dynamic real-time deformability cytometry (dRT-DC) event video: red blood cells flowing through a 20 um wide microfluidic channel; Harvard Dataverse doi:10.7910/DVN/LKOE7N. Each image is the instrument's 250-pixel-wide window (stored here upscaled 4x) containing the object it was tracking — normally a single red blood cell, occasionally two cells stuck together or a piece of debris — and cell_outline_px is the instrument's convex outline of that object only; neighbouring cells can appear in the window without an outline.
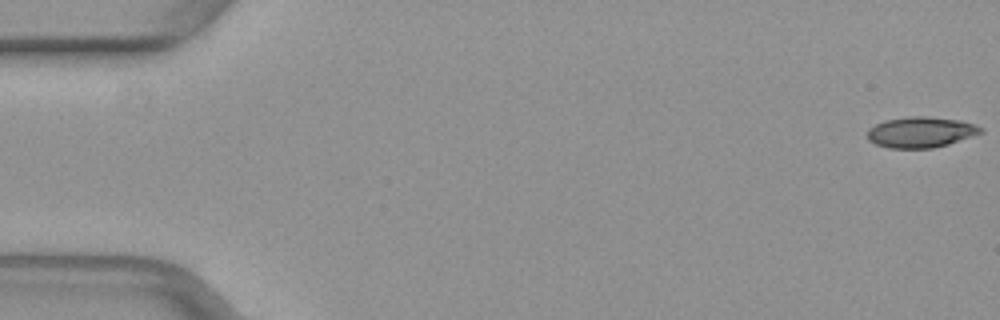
{"species": "common noctule bat (a hibernating species)", "species_latin": "Nyctalus noctula", "temperature_condition": "warm", "stored_images_in_passage": 10, "camera_frame_rate_fps": 3000, "um_per_image_px": 0.085, "animal": {"sex": "female", "body_mass_g": 29.2, "forearm_length_mm": 56.3}, "frame": {"image": 1, "passage_image": 1, "time_ms": 0.0, "image_size_px": [1000, 320], "cell_outline_px": [[984, 132], [948, 144], [932, 148], [888, 148], [876, 144], [868, 140], [868, 128], [884, 120], [908, 116], [928, 116], [960, 120], [976, 124], [984, 128]], "centroid_in_image_um": [78.28, 11.22], "position_along_channel_um": 6.7, "area_um2": 20.46}}